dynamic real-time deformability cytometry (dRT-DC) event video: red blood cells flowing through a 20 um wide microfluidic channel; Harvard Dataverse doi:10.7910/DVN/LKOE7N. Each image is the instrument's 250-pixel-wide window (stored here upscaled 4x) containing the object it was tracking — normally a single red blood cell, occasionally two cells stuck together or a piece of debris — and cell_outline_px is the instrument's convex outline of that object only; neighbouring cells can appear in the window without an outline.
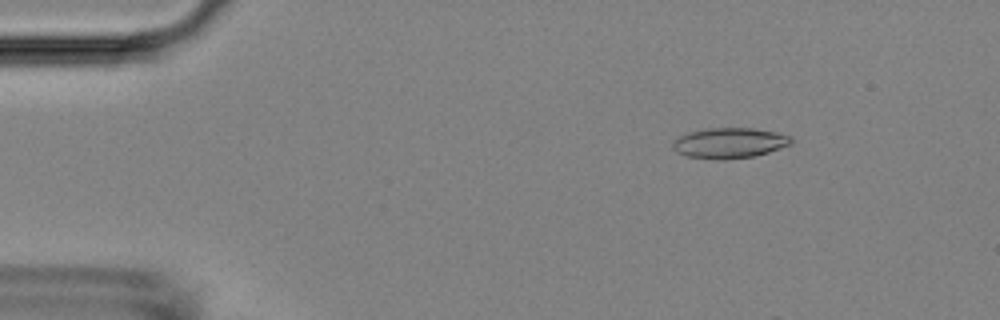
{"species": "Egyptian fruit bat (a non-hibernating species)", "species_latin": "Rousettus aegyptiacus", "temperature_condition": "room temperature", "stored_images_in_passage": 14, "camera_frame_rate_fps": 3000, "um_per_image_px": 0.085, "animal": {"sex": "female"}, "frame": {"image": 1, "passage_image": 8, "time_ms": 2.333, "image_size_px": [1000, 320], "cell_outline_px": [[792, 144], [756, 156], [724, 160], [716, 160], [688, 156], [676, 152], [672, 148], [672, 144], [680, 136], [688, 132], [708, 128], [752, 128], [776, 132], [788, 136], [792, 140]], "centroid_in_image_um": [61.99, 12.16], "position_along_channel_um": 23.0, "area_um2": 20.98}}